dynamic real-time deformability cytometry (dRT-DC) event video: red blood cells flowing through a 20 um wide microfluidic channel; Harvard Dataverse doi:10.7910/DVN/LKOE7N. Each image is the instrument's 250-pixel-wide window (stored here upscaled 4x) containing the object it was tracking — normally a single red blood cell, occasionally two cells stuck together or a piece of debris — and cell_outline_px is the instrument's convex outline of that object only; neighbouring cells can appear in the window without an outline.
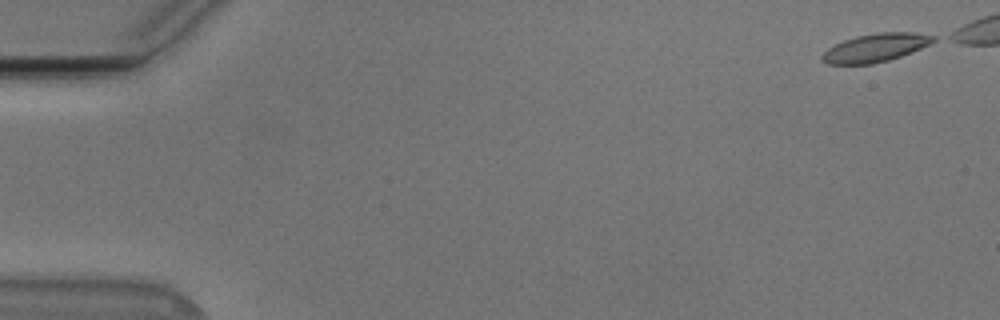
{"species": "Egyptian fruit bat (a non-hibernating species)", "species_latin": "Rousettus aegyptiacus", "temperature_condition": "cold", "stored_images_in_passage": 47, "camera_frame_rate_fps": 3000, "um_per_image_px": 0.085, "animal": {"sex": "male"}, "frame": {"image": 1, "passage_image": 1, "time_ms": 0.0, "image_size_px": [1000, 320], "cell_outline_px": [[936, 40], [912, 52], [888, 60], [872, 64], [828, 64], [820, 60], [820, 56], [828, 48], [844, 40], [856, 36], [876, 32], [912, 32], [936, 36]], "centroid_in_image_um": [74.39, 4.05], "position_along_channel_um": 10.6, "area_um2": 18.26}}
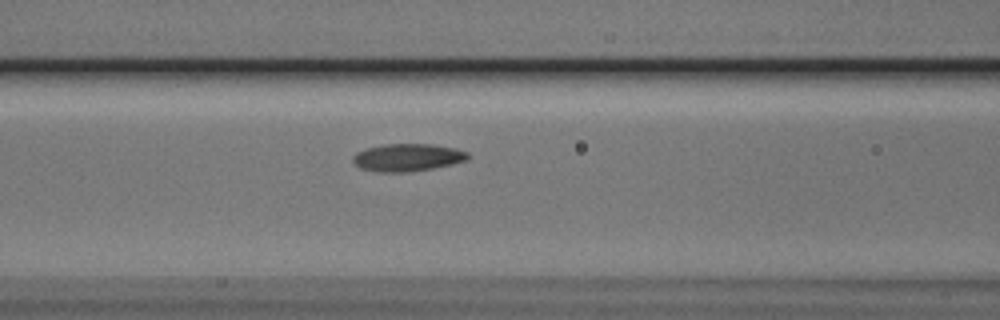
{"frame": {"image": 2, "passage_image": 22, "time_ms": 7.0, "image_size_px": [1000, 320], "cell_outline_px": [[472, 156], [468, 160], [452, 164], [432, 168], [408, 172], [376, 172], [360, 168], [352, 160], [352, 156], [356, 152], [368, 148], [384, 144], [432, 144], [456, 148], [468, 152]], "centroid_in_image_um": [34.67, 13.38], "position_along_channel_um": 131.9, "area_um2": 18.61}}
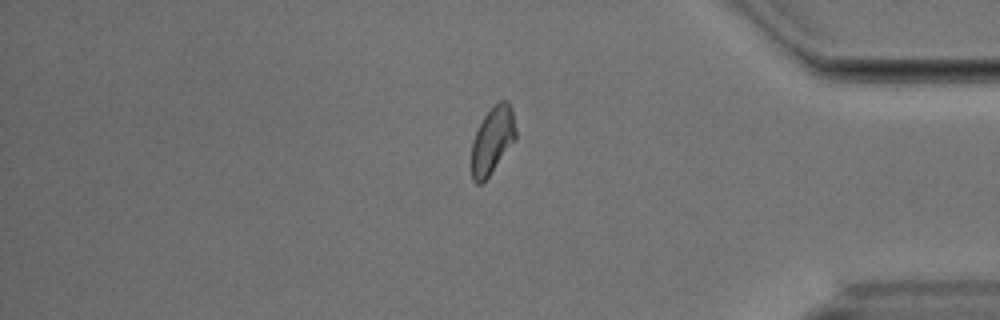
{"frame": {"image": 3, "passage_image": 45, "time_ms": 14.667, "image_size_px": [1000, 320], "cell_outline_px": [[516, 140], [488, 176], [480, 184], [476, 184], [472, 180], [472, 140], [484, 116], [500, 100], [508, 100], [512, 112], [516, 132]], "centroid_in_image_um": [41.86, 11.93], "position_along_channel_um": 393.3, "area_um2": 16.99}, "authors_computed_cell_mechanics": {"area_um2": 18.207, "velocity_mm_per_s": 3.7335, "shape_relaxation_time_tau1_ms": 11.234, "shape_relaxation_time_tau2_ms": 3.4239, "deformation_change_tau1": 0.1785, "deformation_change_tau2": 0.0894}}